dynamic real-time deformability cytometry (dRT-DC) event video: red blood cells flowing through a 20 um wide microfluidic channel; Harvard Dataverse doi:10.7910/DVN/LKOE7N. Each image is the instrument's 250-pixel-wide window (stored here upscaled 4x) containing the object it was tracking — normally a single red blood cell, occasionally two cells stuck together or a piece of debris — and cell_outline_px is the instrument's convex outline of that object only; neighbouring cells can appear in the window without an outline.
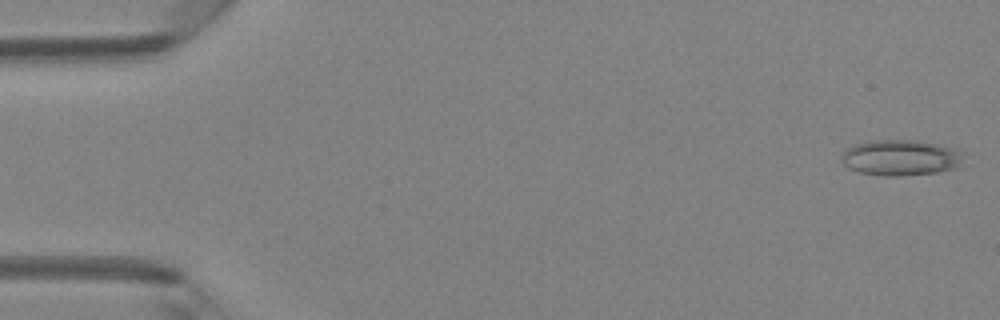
{"species": "Egyptian fruit bat (a non-hibernating species)", "species_latin": "Rousettus aegyptiacus", "temperature_condition": "room temperature", "stored_images_in_passage": 48, "camera_frame_rate_fps": 3000, "um_per_image_px": 0.085, "animal": {"sex": "female"}, "frame": {"image": 1, "passage_image": 1, "time_ms": 0.0, "image_size_px": [1000, 320], "cell_outline_px": [[964, 164], [956, 168], [936, 172], [900, 176], [880, 176], [860, 172], [848, 168], [840, 160], [844, 152], [848, 148], [856, 144], [868, 140], [916, 140], [940, 144], [964, 152]], "centroid_in_image_um": [76.6, 13.4], "position_along_channel_um": 8.4, "area_um2": 25.78}}
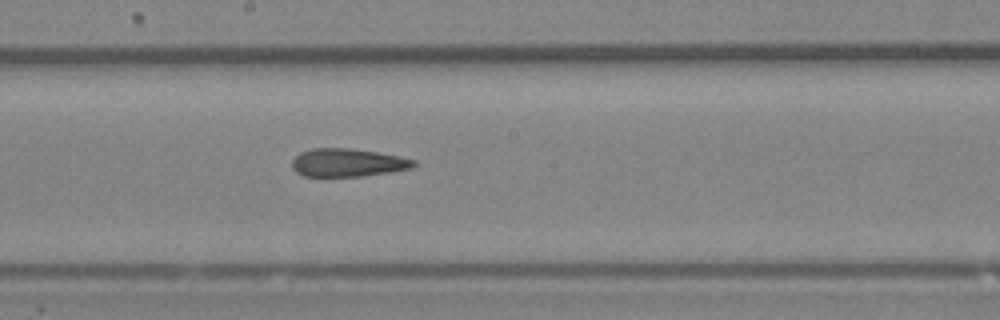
{"frame": {"image": 2, "passage_image": 26, "time_ms": 8.333, "image_size_px": [1000, 320], "cell_outline_px": [[416, 164], [412, 168], [388, 172], [360, 176], [304, 176], [296, 172], [292, 168], [292, 160], [300, 152], [312, 148], [352, 148], [400, 156], [416, 160]], "centroid_in_image_um": [29.54, 13.81], "position_along_channel_um": 218.7, "area_um2": 19.88}}
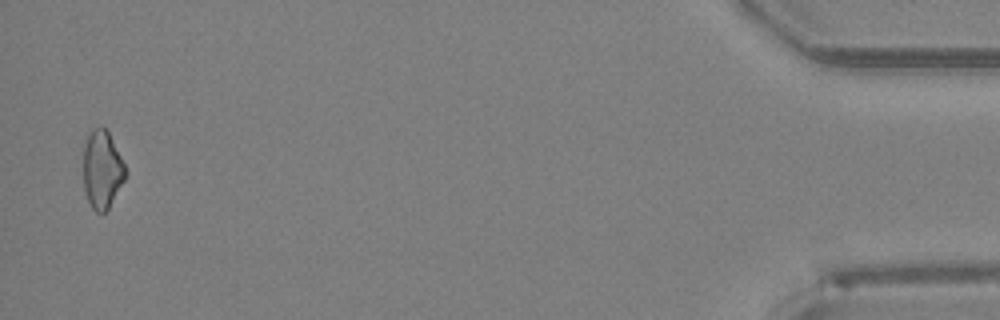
{"frame": {"image": 3, "passage_image": 47, "time_ms": 15.333, "image_size_px": [1000, 320], "cell_outline_px": [[124, 180], [108, 208], [104, 212], [96, 212], [92, 208], [88, 200], [84, 188], [84, 144], [88, 132], [92, 128], [104, 128], [108, 132], [124, 164]], "centroid_in_image_um": [8.65, 14.4], "position_along_channel_um": 426.6, "area_um2": 18.61}, "authors_computed_cell_mechanics": {"area_um2": 20.6924, "velocity_mm_per_s": 4.2181, "shape_relaxation_time_tau1_ms": null, "shape_relaxation_time_tau2_ms": 6.6428, "deformation_change_tau1": null, "deformation_change_tau2": 0.1774}}